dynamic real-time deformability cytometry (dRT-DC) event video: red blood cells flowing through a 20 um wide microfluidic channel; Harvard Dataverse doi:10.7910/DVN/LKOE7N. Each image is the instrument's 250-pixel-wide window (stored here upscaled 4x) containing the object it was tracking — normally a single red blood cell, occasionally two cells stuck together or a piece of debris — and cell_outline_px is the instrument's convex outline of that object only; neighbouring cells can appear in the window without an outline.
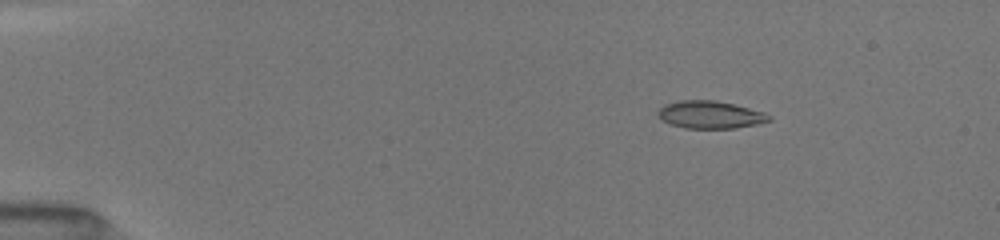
{"species": "common noctule bat (a hibernating species)", "species_latin": "Nyctalus noctula", "temperature_condition": "room temperature", "stored_images_in_passage": 25, "camera_frame_rate_fps": 3000, "um_per_image_px": 0.085, "animal": {"sex": "female", "body_mass_g": 19.5, "forearm_length_mm": 54.1}, "frame": {"image": 1, "passage_image": 6, "time_ms": 1.667, "image_size_px": [1000, 240], "cell_outline_px": [[772, 120], [756, 124], [736, 128], [684, 128], [672, 124], [664, 120], [656, 112], [664, 104], [680, 100], [716, 100], [764, 112], [772, 116]], "centroid_in_image_um": [60.38, 9.74], "position_along_channel_um": 24.6, "area_um2": 17.69}}
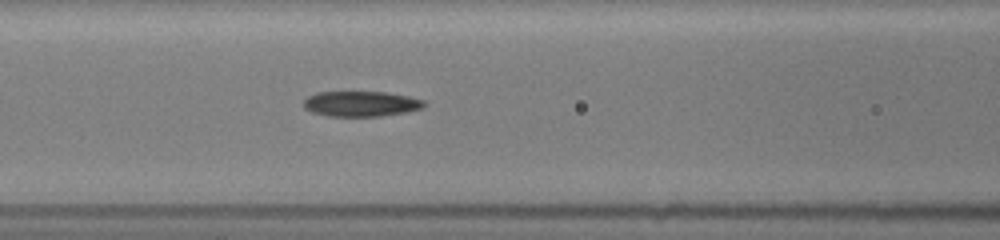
{"frame": {"image": 2, "passage_image": 16, "time_ms": 6.667, "image_size_px": [1000, 240], "cell_outline_px": [[428, 104], [424, 108], [408, 112], [380, 116], [328, 116], [312, 112], [304, 108], [304, 100], [308, 96], [316, 92], [388, 92], [408, 96], [424, 100]], "centroid_in_image_um": [30.73, 8.82], "position_along_channel_um": 135.9, "area_um2": 17.98}}
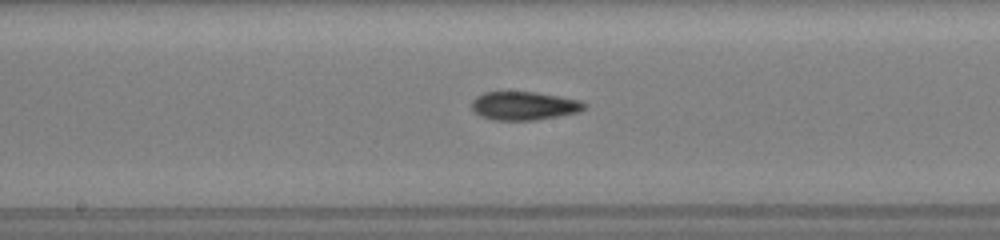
{"frame": {"image": 3, "passage_image": 21, "time_ms": 8.333, "image_size_px": [1000, 240], "cell_outline_px": [[588, 104], [580, 112], [532, 120], [492, 120], [480, 116], [472, 108], [472, 100], [476, 96], [484, 92], [536, 92], [580, 100]], "centroid_in_image_um": [44.54, 8.99], "position_along_channel_um": 203.7, "area_um2": 18.61}}